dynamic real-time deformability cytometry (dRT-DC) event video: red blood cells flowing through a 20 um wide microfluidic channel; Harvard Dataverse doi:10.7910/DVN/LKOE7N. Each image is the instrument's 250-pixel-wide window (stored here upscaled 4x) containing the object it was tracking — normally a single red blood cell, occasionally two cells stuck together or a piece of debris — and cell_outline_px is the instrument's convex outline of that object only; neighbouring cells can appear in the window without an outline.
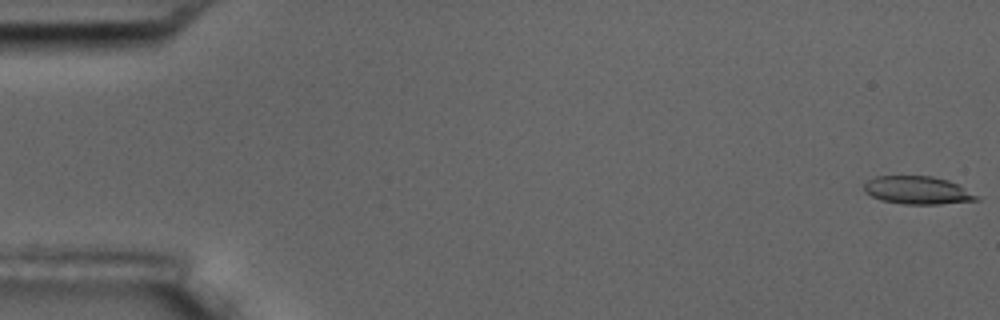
{"species": "common noctule bat (a hibernating species)", "species_latin": "Nyctalus noctula", "temperature_condition": "room temperature", "stored_images_in_passage": 7, "camera_frame_rate_fps": 3000, "um_per_image_px": 0.085, "animal": {"sex": "male", "body_mass_g": 17.5, "forearm_length_mm": 52.3}, "frame": {"image": 1, "passage_image": 1, "time_ms": 0.0, "image_size_px": [1000, 320], "cell_outline_px": [[980, 200], [940, 204], [904, 204], [880, 200], [864, 192], [864, 184], [868, 180], [876, 176], [932, 176], [948, 180], [956, 184], [976, 196]], "centroid_in_image_um": [77.93, 16.17], "position_along_channel_um": 7.1, "area_um2": 18.09}}
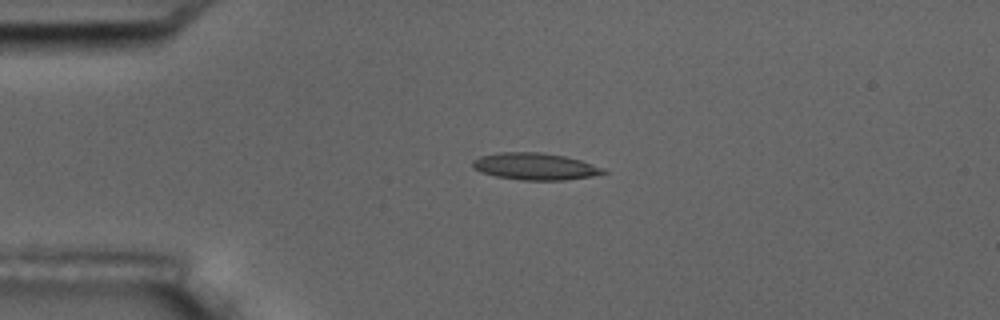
{"frame": {"image": 2, "passage_image": 5, "time_ms": 4.333, "image_size_px": [1000, 320], "cell_outline_px": [[608, 172], [592, 176], [564, 180], [520, 180], [496, 176], [480, 172], [472, 168], [472, 160], [480, 156], [496, 152], [540, 152], [564, 156], [580, 160], [604, 168]], "centroid_in_image_um": [45.44, 14.14], "position_along_channel_um": 39.6, "area_um2": 20.58}}